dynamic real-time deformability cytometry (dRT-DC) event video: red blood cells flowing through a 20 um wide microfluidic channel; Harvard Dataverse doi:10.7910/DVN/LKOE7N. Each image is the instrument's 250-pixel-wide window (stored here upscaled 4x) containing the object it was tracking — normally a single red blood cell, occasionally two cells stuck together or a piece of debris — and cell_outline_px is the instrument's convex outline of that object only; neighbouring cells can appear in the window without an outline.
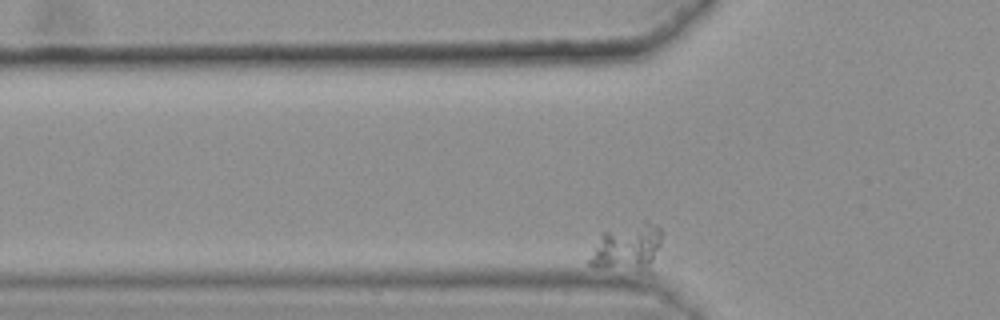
{"species": "common noctule bat (a hibernating species)", "species_latin": "Nyctalus noctula", "temperature_condition": "warm", "stored_images_in_passage": 37, "camera_frame_rate_fps": 3000, "um_per_image_px": 0.085, "animal": {"sex": "female", "body_mass_g": 25.1}, "frame": {"image": 1, "passage_image": 3, "time_ms": 0.667, "image_size_px": [1000, 320], "cell_outline_px": [[664, 232], [652, 276], [596, 268], [588, 264], [588, 260], [592, 248], [600, 232], [644, 224], [656, 224]], "centroid_in_image_um": [53.37, 21.21], "position_along_channel_um": 72.4, "area_um2": 21.15}}
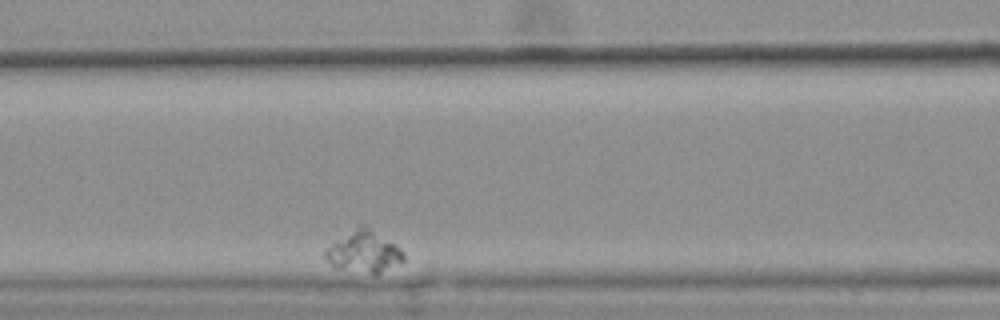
{"frame": {"image": 2, "passage_image": 11, "time_ms": 3.333, "image_size_px": [1000, 320], "cell_outline_px": [[404, 260], [376, 276], [372, 276], [340, 268], [332, 264], [324, 256], [324, 248], [336, 240], [356, 228], [368, 228], [400, 248], [404, 252]], "centroid_in_image_um": [30.92, 21.48], "position_along_channel_um": 135.7, "area_um2": 18.5}}
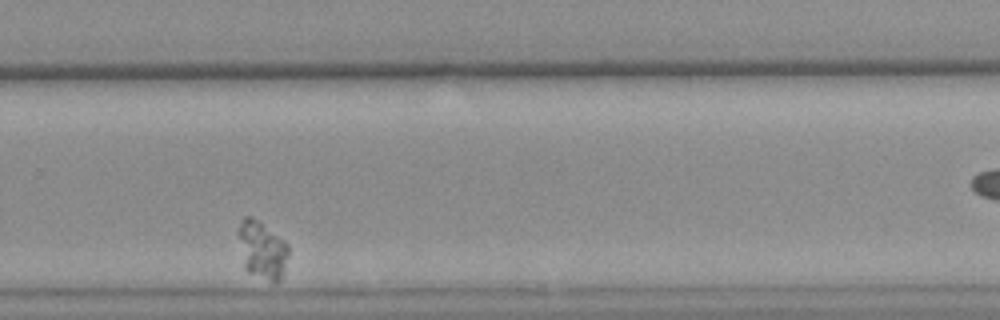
{"frame": {"image": 3, "passage_image": 31, "time_ms": 10.0, "image_size_px": [1000, 320], "cell_outline_px": [[288, 256], [284, 268], [276, 284], [272, 284], [248, 272], [244, 268], [236, 232], [236, 228], [244, 216], [252, 216], [260, 220], [284, 240], [288, 244]], "centroid_in_image_um": [22.23, 21.21], "position_along_channel_um": 307.6, "area_um2": 17.4}}